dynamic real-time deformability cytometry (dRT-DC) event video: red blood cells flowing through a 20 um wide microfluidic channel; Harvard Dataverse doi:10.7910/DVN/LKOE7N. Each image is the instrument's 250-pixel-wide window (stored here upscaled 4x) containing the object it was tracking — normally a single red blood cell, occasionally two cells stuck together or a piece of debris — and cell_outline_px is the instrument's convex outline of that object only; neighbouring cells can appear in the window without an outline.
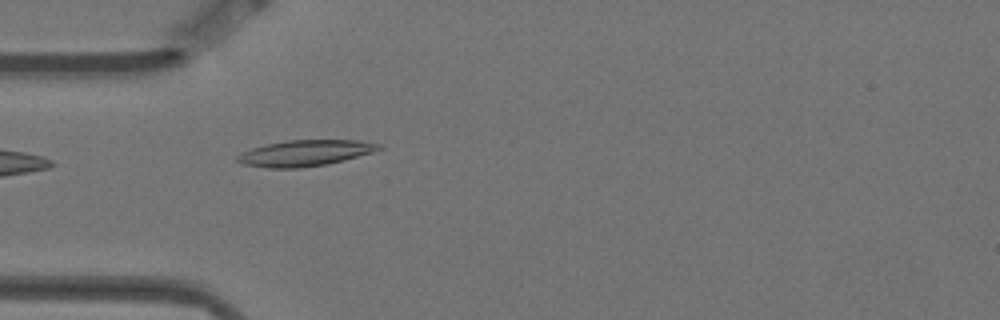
{"species": "Egyptian fruit bat (a non-hibernating species)", "species_latin": "Rousettus aegyptiacus", "temperature_condition": "warm", "stored_images_in_passage": 4, "camera_frame_rate_fps": 3000, "um_per_image_px": 0.085, "animal": {"sex": "female"}, "frame": {"image": 1, "passage_image": 4, "time_ms": 1.0, "image_size_px": [1000, 320], "cell_outline_px": [[384, 148], [372, 152], [344, 160], [328, 164], [300, 168], [268, 168], [244, 164], [236, 160], [236, 156], [240, 152], [252, 148], [268, 144], [288, 140], [360, 140], [380, 144]], "centroid_in_image_um": [25.94, 13.01], "position_along_channel_um": 59.1, "area_um2": 21.44}}